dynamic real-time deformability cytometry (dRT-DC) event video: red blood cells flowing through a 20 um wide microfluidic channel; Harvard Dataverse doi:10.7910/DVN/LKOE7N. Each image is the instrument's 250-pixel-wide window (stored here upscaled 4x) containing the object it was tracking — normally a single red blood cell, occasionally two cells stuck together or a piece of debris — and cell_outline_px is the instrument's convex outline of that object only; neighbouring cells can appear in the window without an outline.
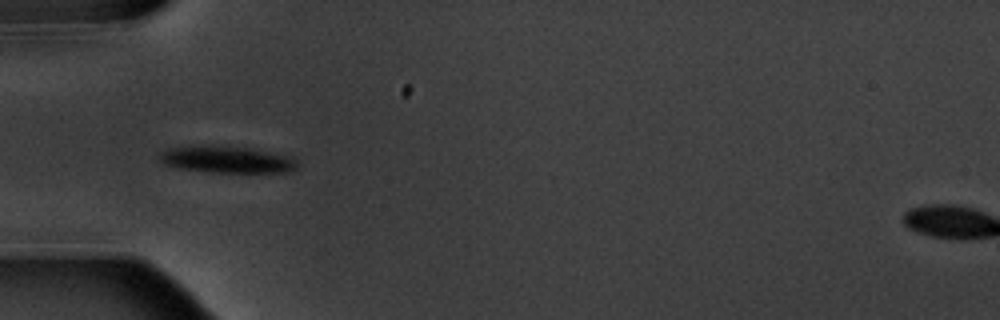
{"species": "common noctule bat (a hibernating species)", "species_latin": "Nyctalus noctula", "temperature_condition": "warm", "stored_images_in_passage": 9, "camera_frame_rate_fps": 3000, "um_per_image_px": 0.085, "animal": {"sex": "male", "body_mass_g": 20.1, "forearm_length_mm": 53.5}, "frame": {"image": 1, "passage_image": 6, "time_ms": 5.667, "image_size_px": [1000, 320], "cell_outline_px": [[300, 164], [296, 168], [288, 172], [208, 172], [176, 168], [164, 164], [156, 160], [156, 152], [168, 148], [200, 144], [212, 144], [252, 148], [296, 156]], "centroid_in_image_um": [19.24, 13.53], "position_along_channel_um": 65.8, "area_um2": 22.72}}